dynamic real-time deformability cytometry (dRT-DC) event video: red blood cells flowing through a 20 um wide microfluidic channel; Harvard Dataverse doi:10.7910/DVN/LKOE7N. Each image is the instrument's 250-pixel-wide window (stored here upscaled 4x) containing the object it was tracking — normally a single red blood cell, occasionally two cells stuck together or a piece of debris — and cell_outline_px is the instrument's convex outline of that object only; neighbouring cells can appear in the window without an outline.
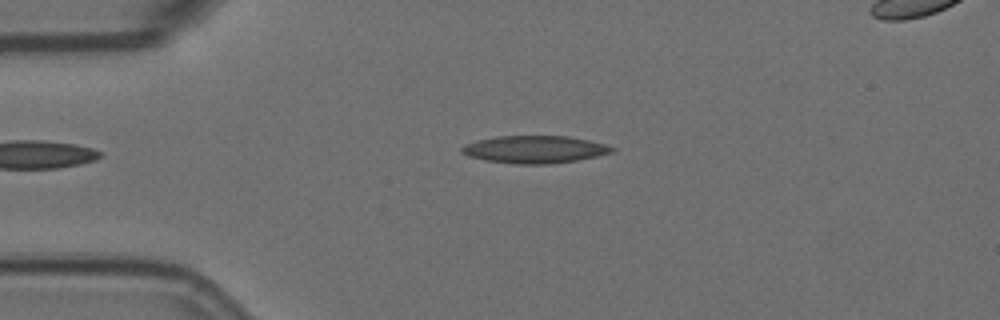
{"species": "Egyptian fruit bat (a non-hibernating species)", "species_latin": "Rousettus aegyptiacus", "temperature_condition": "room temperature", "stored_images_in_passage": 4, "camera_frame_rate_fps": 3000, "um_per_image_px": 0.085, "animal": {"sex": "female"}, "frame": {"image": 1, "passage_image": 2, "time_ms": 0.333, "image_size_px": [1000, 320], "cell_outline_px": [[616, 148], [612, 152], [596, 156], [576, 160], [552, 164], [512, 164], [484, 160], [468, 156], [460, 152], [460, 148], [464, 144], [496, 136], [568, 136], [588, 140], [604, 144]], "centroid_in_image_um": [45.41, 12.7], "position_along_channel_um": 39.6, "area_um2": 24.04}}
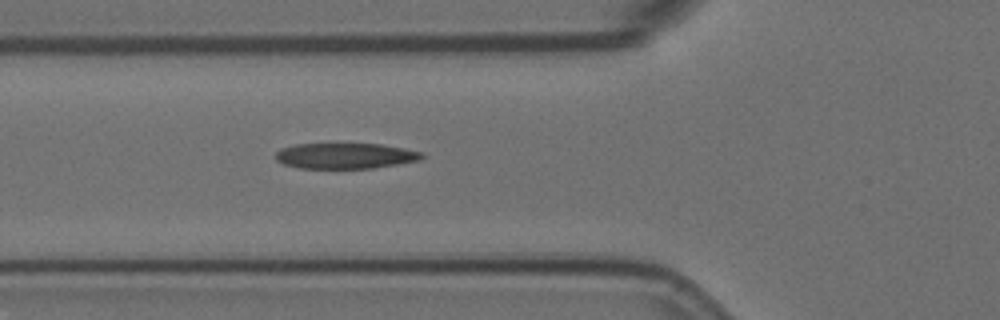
{"frame": {"image": 2, "passage_image": 4, "time_ms": 1.0, "image_size_px": [1000, 320], "cell_outline_px": [[428, 156], [420, 160], [372, 168], [300, 168], [284, 164], [276, 160], [276, 152], [280, 148], [296, 144], [380, 144], [404, 148], [424, 152]], "centroid_in_image_um": [29.39, 13.24], "position_along_channel_um": 96.4, "area_um2": 21.91}}